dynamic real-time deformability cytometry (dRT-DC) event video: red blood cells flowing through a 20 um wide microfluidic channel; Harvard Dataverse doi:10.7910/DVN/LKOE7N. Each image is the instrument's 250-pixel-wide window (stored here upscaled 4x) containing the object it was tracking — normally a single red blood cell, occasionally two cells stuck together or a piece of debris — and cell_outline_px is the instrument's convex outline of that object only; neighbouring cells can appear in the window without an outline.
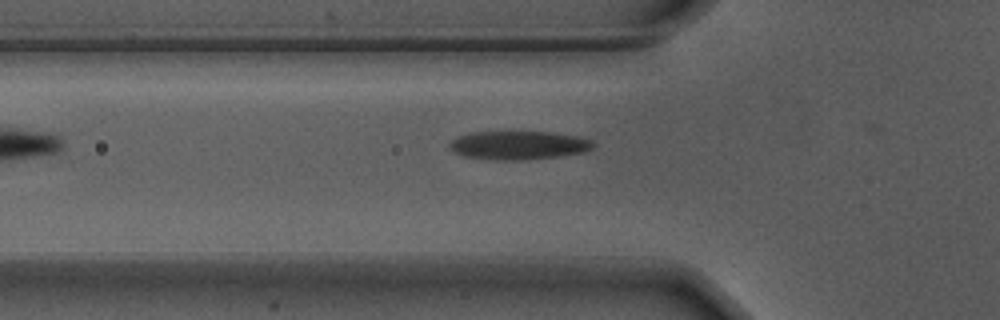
{"species": "Egyptian fruit bat (a non-hibernating species)", "species_latin": "Rousettus aegyptiacus", "temperature_condition": "warm", "stored_images_in_passage": 32, "camera_frame_rate_fps": 3000, "um_per_image_px": 0.085, "animal": {"sex": "male"}, "frame": {"image": 1, "passage_image": 3, "time_ms": 0.667, "image_size_px": [1000, 320], "cell_outline_px": [[596, 144], [592, 148], [584, 152], [560, 156], [520, 160], [492, 160], [464, 156], [448, 148], [448, 144], [456, 136], [472, 132], [552, 132], [580, 136], [592, 140]], "centroid_in_image_um": [44.09, 12.34], "position_along_channel_um": 81.7, "area_um2": 24.1}}
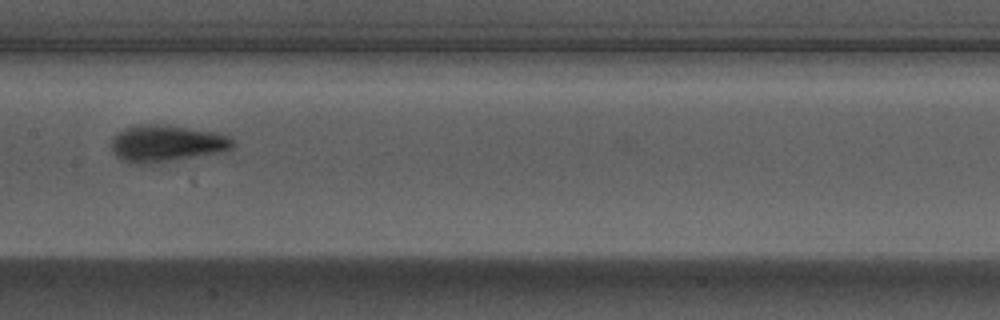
{"frame": {"image": 2, "passage_image": 12, "time_ms": 3.667, "image_size_px": [1000, 320], "cell_outline_px": [[236, 144], [232, 148], [220, 152], [144, 164], [132, 164], [120, 160], [112, 152], [112, 136], [116, 132], [132, 124], [164, 124], [220, 132], [228, 136]], "centroid_in_image_um": [14.1, 12.16], "position_along_channel_um": 193.3, "area_um2": 26.3}}
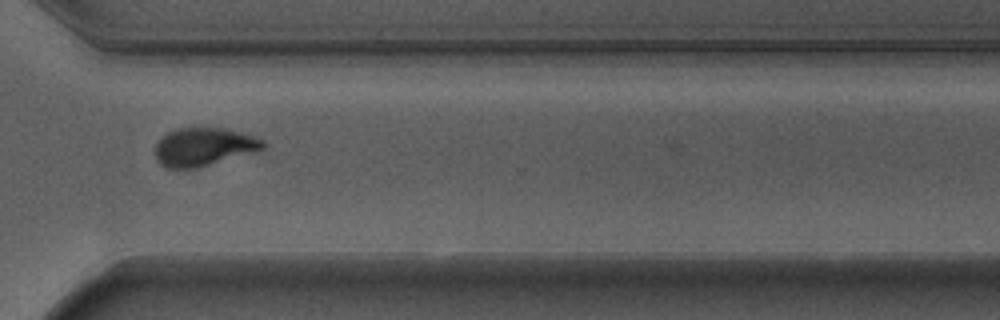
{"frame": {"image": 3, "passage_image": 25, "time_ms": 8.0, "image_size_px": [1000, 320], "cell_outline_px": [[264, 148], [256, 152], [196, 168], [168, 168], [160, 164], [156, 160], [156, 144], [168, 132], [176, 128], [224, 128], [256, 136], [264, 140]], "centroid_in_image_um": [17.34, 12.48], "position_along_channel_um": 353.3, "area_um2": 23.93}, "authors_computed_cell_mechanics": {"area_um2": 24.8829, "velocity_mm_per_s": 3.6941, "shape_relaxation_time_tau1_ms": 3.0491, "shape_relaxation_time_tau2_ms": 0.9316, "deformation_change_tau1": 0.1762, "deformation_change_tau2": 0.0624}}